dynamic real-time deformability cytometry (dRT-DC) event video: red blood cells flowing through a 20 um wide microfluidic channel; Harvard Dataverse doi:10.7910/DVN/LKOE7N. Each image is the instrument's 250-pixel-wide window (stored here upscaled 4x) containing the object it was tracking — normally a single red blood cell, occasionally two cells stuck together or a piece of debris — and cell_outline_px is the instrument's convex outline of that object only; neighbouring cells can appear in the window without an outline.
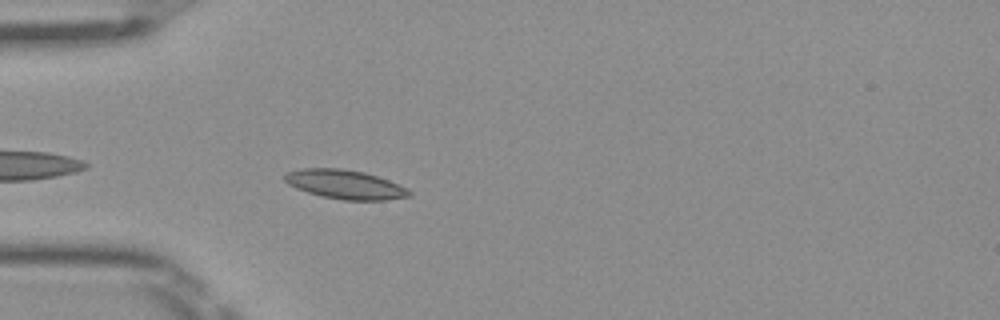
{"species": "Egyptian fruit bat (a non-hibernating species)", "species_latin": "Rousettus aegyptiacus", "temperature_condition": "room temperature", "stored_images_in_passage": 39, "camera_frame_rate_fps": 3000, "um_per_image_px": 0.085, "frame": {"image": 1, "passage_image": 3, "time_ms": 0.667, "image_size_px": [1000, 320], "cell_outline_px": [[412, 196], [384, 200], [344, 200], [324, 196], [308, 192], [296, 188], [288, 184], [284, 180], [284, 176], [288, 172], [304, 168], [340, 168], [364, 172], [388, 180], [408, 188], [412, 192]], "centroid_in_image_um": [29.36, 15.68], "position_along_channel_um": 55.6, "area_um2": 20.92}}
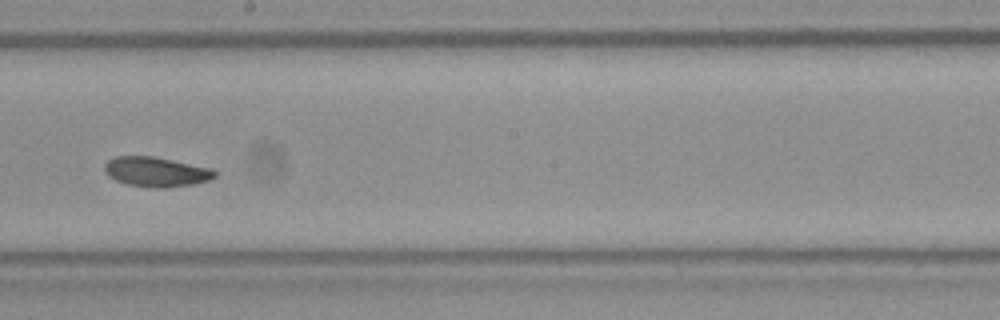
{"frame": {"image": 2, "passage_image": 17, "time_ms": 5.333, "image_size_px": [1000, 320], "cell_outline_px": [[216, 176], [208, 180], [192, 184], [168, 188], [160, 188], [128, 184], [116, 180], [108, 176], [104, 172], [104, 164], [108, 160], [116, 156], [152, 156], [212, 168], [216, 172]], "centroid_in_image_um": [13.26, 14.6], "position_along_channel_um": 234.9, "area_um2": 19.02}}
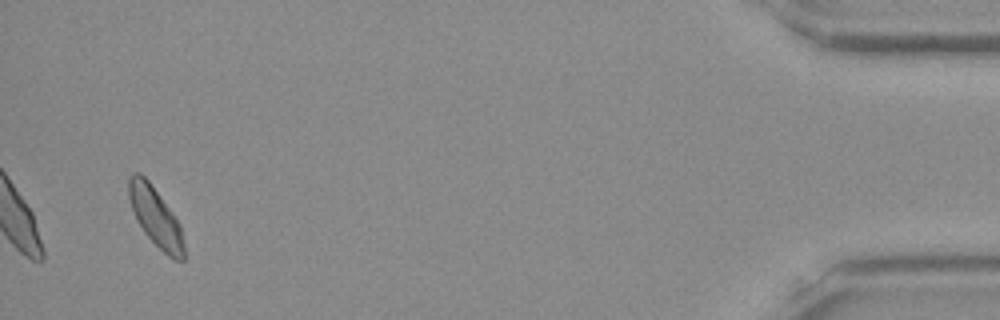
{"frame": {"image": 3, "passage_image": 37, "time_ms": 12.0, "image_size_px": [1000, 320], "cell_outline_px": [[184, 260], [172, 260], [144, 232], [136, 220], [128, 196], [128, 176], [132, 172], [140, 172], [148, 180], [172, 212], [180, 224], [184, 244]], "centroid_in_image_um": [13.21, 18.42], "position_along_channel_um": 422.0, "area_um2": 18.9}, "authors_computed_cell_mechanics": {"area_um2": 18.785, "velocity_mm_per_s": 3.9845, "shape_relaxation_time_tau1_ms": 6.4143, "shape_relaxation_time_tau2_ms": null, "deformation_change_tau1": 0.1196, "deformation_change_tau2": null}}